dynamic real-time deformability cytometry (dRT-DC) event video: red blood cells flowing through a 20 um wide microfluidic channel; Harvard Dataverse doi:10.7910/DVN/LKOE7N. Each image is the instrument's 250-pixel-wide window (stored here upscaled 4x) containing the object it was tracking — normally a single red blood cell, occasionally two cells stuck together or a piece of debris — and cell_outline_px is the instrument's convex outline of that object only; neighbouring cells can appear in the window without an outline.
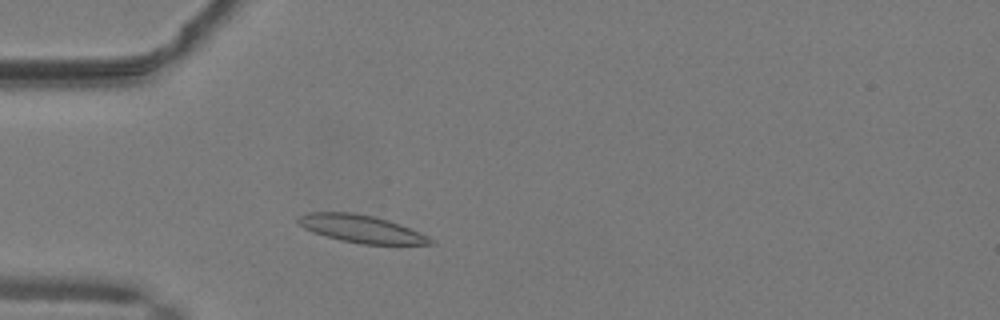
{"species": "common noctule bat (a hibernating species)", "species_latin": "Nyctalus noctula", "temperature_condition": "warm", "stored_images_in_passage": 43, "camera_frame_rate_fps": 3000, "um_per_image_px": 0.085, "animal": {"sex": "male", "body_mass_g": 19.2, "forearm_length_mm": 51.8}, "frame": {"image": 1, "passage_image": 8, "time_ms": 2.333, "image_size_px": [1000, 320], "cell_outline_px": [[436, 244], [360, 244], [340, 240], [312, 232], [304, 228], [296, 220], [296, 216], [308, 212], [352, 212], [372, 216], [388, 220], [400, 224], [420, 232], [436, 240]], "centroid_in_image_um": [30.7, 19.45], "position_along_channel_um": 54.3, "area_um2": 21.39}}
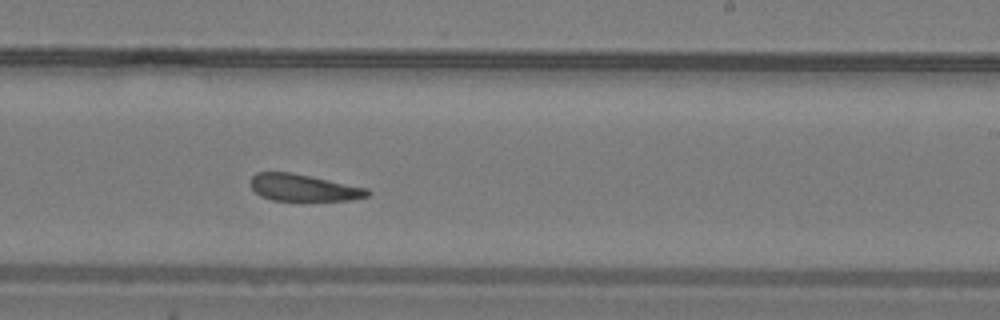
{"frame": {"image": 2, "passage_image": 24, "time_ms": 7.667, "image_size_px": [1000, 320], "cell_outline_px": [[372, 192], [368, 196], [352, 200], [272, 200], [260, 196], [248, 184], [252, 176], [256, 172], [288, 172], [368, 188]], "centroid_in_image_um": [25.77, 15.96], "position_along_channel_um": 263.2, "area_um2": 18.21}}
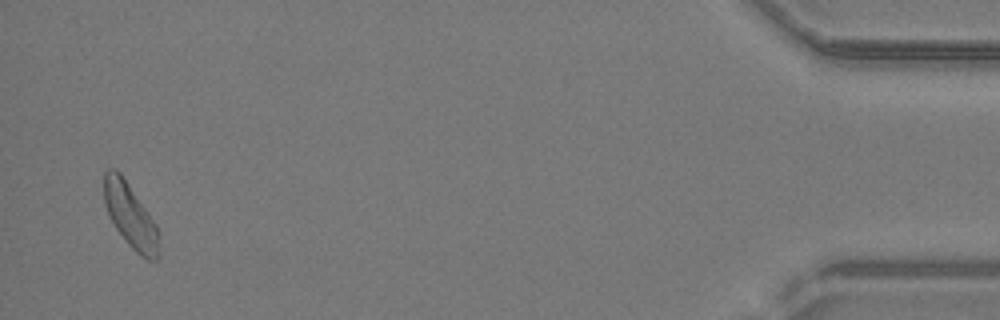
{"frame": {"image": 3, "passage_image": 42, "time_ms": 13.667, "image_size_px": [1000, 320], "cell_outline_px": [[160, 256], [156, 260], [148, 260], [140, 256], [128, 244], [116, 228], [104, 204], [104, 172], [108, 168], [116, 168], [120, 172], [148, 212], [156, 224], [160, 236]], "centroid_in_image_um": [11.11, 18.36], "position_along_channel_um": 424.1, "area_um2": 20.63}, "authors_computed_cell_mechanics": {"area_um2": 19.9988, "velocity_mm_per_s": 4.0938, "shape_relaxation_time_tau1_ms": 5.9057, "shape_relaxation_time_tau2_ms": 2.9817, "deformation_change_tau1": 0.1407, "deformation_change_tau2": 0.1186}}